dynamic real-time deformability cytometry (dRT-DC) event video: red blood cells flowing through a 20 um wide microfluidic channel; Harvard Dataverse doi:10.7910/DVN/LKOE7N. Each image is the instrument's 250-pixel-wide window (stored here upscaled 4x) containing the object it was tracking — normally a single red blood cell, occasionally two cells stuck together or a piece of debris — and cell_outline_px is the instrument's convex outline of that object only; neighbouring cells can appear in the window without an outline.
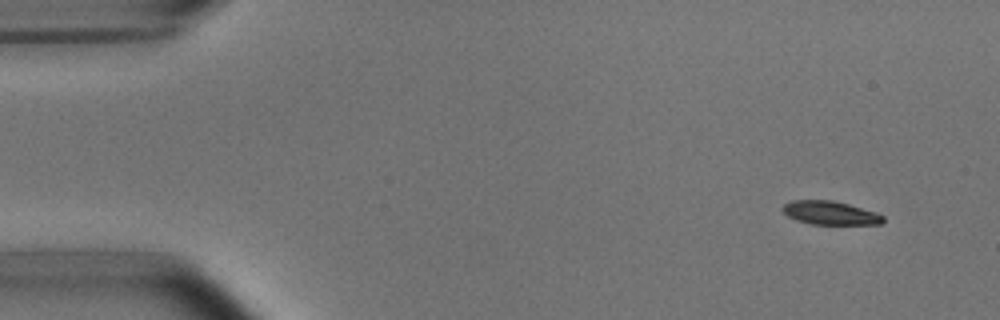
{"species": "common noctule bat (a hibernating species)", "species_latin": "Nyctalus noctula", "temperature_condition": "room temperature", "stored_images_in_passage": 4, "camera_frame_rate_fps": 3000, "um_per_image_px": 0.085, "animal": {"sex": "male", "body_mass_g": 15.6}, "frame": {"image": 1, "passage_image": 1, "time_ms": 0.0, "image_size_px": [1000, 320], "cell_outline_px": [[884, 220], [880, 224], [812, 224], [796, 220], [788, 216], [780, 208], [784, 204], [792, 200], [832, 200], [848, 204], [876, 212], [884, 216]], "centroid_in_image_um": [70.55, 18.09], "position_along_channel_um": 14.5, "area_um2": 13.76}}
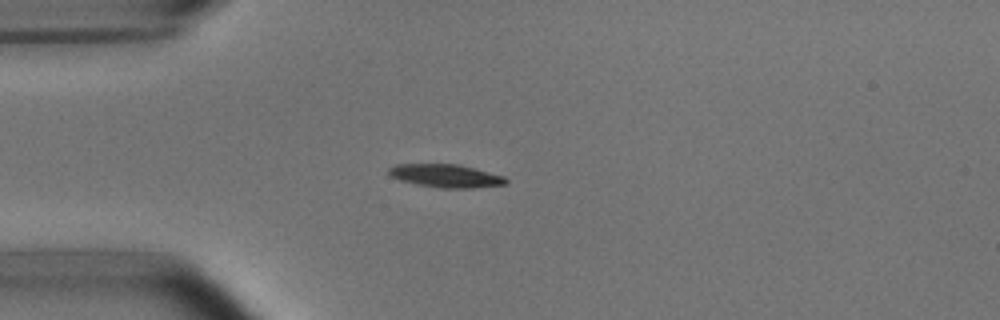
{"frame": {"image": 2, "passage_image": 4, "time_ms": 3.333, "image_size_px": [1000, 320], "cell_outline_px": [[508, 184], [472, 188], [440, 188], [416, 184], [400, 180], [388, 176], [388, 168], [396, 164], [456, 164], [504, 176], [508, 180]], "centroid_in_image_um": [37.86, 14.95], "position_along_channel_um": 47.1, "area_um2": 15.78}}